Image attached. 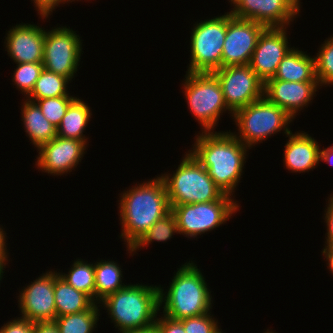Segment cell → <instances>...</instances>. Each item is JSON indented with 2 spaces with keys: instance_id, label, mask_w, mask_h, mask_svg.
<instances>
[{
  "instance_id": "42",
  "label": "cell",
  "mask_w": 333,
  "mask_h": 333,
  "mask_svg": "<svg viewBox=\"0 0 333 333\" xmlns=\"http://www.w3.org/2000/svg\"><path fill=\"white\" fill-rule=\"evenodd\" d=\"M7 261L8 260H0V281H1L2 277H3V273H4L3 270H5L4 268H6L5 266L8 263Z\"/></svg>"
},
{
  "instance_id": "4",
  "label": "cell",
  "mask_w": 333,
  "mask_h": 333,
  "mask_svg": "<svg viewBox=\"0 0 333 333\" xmlns=\"http://www.w3.org/2000/svg\"><path fill=\"white\" fill-rule=\"evenodd\" d=\"M120 333L146 329L155 324L159 307V286L127 284L101 301Z\"/></svg>"
},
{
  "instance_id": "19",
  "label": "cell",
  "mask_w": 333,
  "mask_h": 333,
  "mask_svg": "<svg viewBox=\"0 0 333 333\" xmlns=\"http://www.w3.org/2000/svg\"><path fill=\"white\" fill-rule=\"evenodd\" d=\"M304 131L287 135L289 139L284 149V164L291 172H308L319 165L320 146L318 142Z\"/></svg>"
},
{
  "instance_id": "32",
  "label": "cell",
  "mask_w": 333,
  "mask_h": 333,
  "mask_svg": "<svg viewBox=\"0 0 333 333\" xmlns=\"http://www.w3.org/2000/svg\"><path fill=\"white\" fill-rule=\"evenodd\" d=\"M186 333H216L219 330L218 321L211 312L200 316L180 320Z\"/></svg>"
},
{
  "instance_id": "36",
  "label": "cell",
  "mask_w": 333,
  "mask_h": 333,
  "mask_svg": "<svg viewBox=\"0 0 333 333\" xmlns=\"http://www.w3.org/2000/svg\"><path fill=\"white\" fill-rule=\"evenodd\" d=\"M324 222H326V245H333V194L328 199L327 209L325 210Z\"/></svg>"
},
{
  "instance_id": "5",
  "label": "cell",
  "mask_w": 333,
  "mask_h": 333,
  "mask_svg": "<svg viewBox=\"0 0 333 333\" xmlns=\"http://www.w3.org/2000/svg\"><path fill=\"white\" fill-rule=\"evenodd\" d=\"M185 153L173 174L159 175L165 184L169 205L220 200L225 193L214 183L193 154L190 151Z\"/></svg>"
},
{
  "instance_id": "35",
  "label": "cell",
  "mask_w": 333,
  "mask_h": 333,
  "mask_svg": "<svg viewBox=\"0 0 333 333\" xmlns=\"http://www.w3.org/2000/svg\"><path fill=\"white\" fill-rule=\"evenodd\" d=\"M34 1L33 4L36 7L38 11V15L41 16V18H47L49 15H51L55 7H57L59 4L65 2L69 3L72 2L73 0H32Z\"/></svg>"
},
{
  "instance_id": "38",
  "label": "cell",
  "mask_w": 333,
  "mask_h": 333,
  "mask_svg": "<svg viewBox=\"0 0 333 333\" xmlns=\"http://www.w3.org/2000/svg\"><path fill=\"white\" fill-rule=\"evenodd\" d=\"M6 233H5V231H4V229H2L1 228V226H0V260H8V251H7V246H6V244H8V243H6L5 241H6V236L7 235H5Z\"/></svg>"
},
{
  "instance_id": "3",
  "label": "cell",
  "mask_w": 333,
  "mask_h": 333,
  "mask_svg": "<svg viewBox=\"0 0 333 333\" xmlns=\"http://www.w3.org/2000/svg\"><path fill=\"white\" fill-rule=\"evenodd\" d=\"M169 284L166 292L159 286V307L163 309V315L182 320L211 312V291L192 260L178 268Z\"/></svg>"
},
{
  "instance_id": "27",
  "label": "cell",
  "mask_w": 333,
  "mask_h": 333,
  "mask_svg": "<svg viewBox=\"0 0 333 333\" xmlns=\"http://www.w3.org/2000/svg\"><path fill=\"white\" fill-rule=\"evenodd\" d=\"M175 233L179 234L177 221L174 214L170 211L163 218L157 220L132 247H127V251L132 255L140 250L141 247L145 248L153 241L164 242L171 239Z\"/></svg>"
},
{
  "instance_id": "29",
  "label": "cell",
  "mask_w": 333,
  "mask_h": 333,
  "mask_svg": "<svg viewBox=\"0 0 333 333\" xmlns=\"http://www.w3.org/2000/svg\"><path fill=\"white\" fill-rule=\"evenodd\" d=\"M315 58V75L320 86L333 85V37L331 36L319 48Z\"/></svg>"
},
{
  "instance_id": "34",
  "label": "cell",
  "mask_w": 333,
  "mask_h": 333,
  "mask_svg": "<svg viewBox=\"0 0 333 333\" xmlns=\"http://www.w3.org/2000/svg\"><path fill=\"white\" fill-rule=\"evenodd\" d=\"M163 316V317H162ZM155 320V328L158 333H186L180 320L171 319L165 315Z\"/></svg>"
},
{
  "instance_id": "25",
  "label": "cell",
  "mask_w": 333,
  "mask_h": 333,
  "mask_svg": "<svg viewBox=\"0 0 333 333\" xmlns=\"http://www.w3.org/2000/svg\"><path fill=\"white\" fill-rule=\"evenodd\" d=\"M94 303L89 309L79 313L56 317L54 320L60 333H93L99 320V308Z\"/></svg>"
},
{
  "instance_id": "13",
  "label": "cell",
  "mask_w": 333,
  "mask_h": 333,
  "mask_svg": "<svg viewBox=\"0 0 333 333\" xmlns=\"http://www.w3.org/2000/svg\"><path fill=\"white\" fill-rule=\"evenodd\" d=\"M232 16L268 27H288L300 12V0H230Z\"/></svg>"
},
{
  "instance_id": "23",
  "label": "cell",
  "mask_w": 333,
  "mask_h": 333,
  "mask_svg": "<svg viewBox=\"0 0 333 333\" xmlns=\"http://www.w3.org/2000/svg\"><path fill=\"white\" fill-rule=\"evenodd\" d=\"M90 106L79 98H75L67 108L62 117L60 125L57 127V136L63 138L84 141L87 144L86 136L83 134L92 116Z\"/></svg>"
},
{
  "instance_id": "43",
  "label": "cell",
  "mask_w": 333,
  "mask_h": 333,
  "mask_svg": "<svg viewBox=\"0 0 333 333\" xmlns=\"http://www.w3.org/2000/svg\"><path fill=\"white\" fill-rule=\"evenodd\" d=\"M216 333H223L222 329L219 328V330Z\"/></svg>"
},
{
  "instance_id": "33",
  "label": "cell",
  "mask_w": 333,
  "mask_h": 333,
  "mask_svg": "<svg viewBox=\"0 0 333 333\" xmlns=\"http://www.w3.org/2000/svg\"><path fill=\"white\" fill-rule=\"evenodd\" d=\"M0 333H34V322L18 317L4 324L0 328Z\"/></svg>"
},
{
  "instance_id": "41",
  "label": "cell",
  "mask_w": 333,
  "mask_h": 333,
  "mask_svg": "<svg viewBox=\"0 0 333 333\" xmlns=\"http://www.w3.org/2000/svg\"><path fill=\"white\" fill-rule=\"evenodd\" d=\"M122 333H158L155 326H151L149 328L146 329H140V330H132V331H125Z\"/></svg>"
},
{
  "instance_id": "2",
  "label": "cell",
  "mask_w": 333,
  "mask_h": 333,
  "mask_svg": "<svg viewBox=\"0 0 333 333\" xmlns=\"http://www.w3.org/2000/svg\"><path fill=\"white\" fill-rule=\"evenodd\" d=\"M120 195V238H124L126 247H132L157 220L171 211L165 184L160 176L134 185Z\"/></svg>"
},
{
  "instance_id": "31",
  "label": "cell",
  "mask_w": 333,
  "mask_h": 333,
  "mask_svg": "<svg viewBox=\"0 0 333 333\" xmlns=\"http://www.w3.org/2000/svg\"><path fill=\"white\" fill-rule=\"evenodd\" d=\"M75 98L76 97L73 96H60L38 99L35 102L40 107L42 114L46 119L57 128L60 125L67 108Z\"/></svg>"
},
{
  "instance_id": "12",
  "label": "cell",
  "mask_w": 333,
  "mask_h": 333,
  "mask_svg": "<svg viewBox=\"0 0 333 333\" xmlns=\"http://www.w3.org/2000/svg\"><path fill=\"white\" fill-rule=\"evenodd\" d=\"M266 27L227 12V31L222 49L221 67L248 65L258 38Z\"/></svg>"
},
{
  "instance_id": "15",
  "label": "cell",
  "mask_w": 333,
  "mask_h": 333,
  "mask_svg": "<svg viewBox=\"0 0 333 333\" xmlns=\"http://www.w3.org/2000/svg\"><path fill=\"white\" fill-rule=\"evenodd\" d=\"M286 28H265L258 38L249 65L264 83L275 76L279 63L292 49Z\"/></svg>"
},
{
  "instance_id": "16",
  "label": "cell",
  "mask_w": 333,
  "mask_h": 333,
  "mask_svg": "<svg viewBox=\"0 0 333 333\" xmlns=\"http://www.w3.org/2000/svg\"><path fill=\"white\" fill-rule=\"evenodd\" d=\"M88 145L84 141L56 136L37 148L36 167L51 175L70 173L81 162Z\"/></svg>"
},
{
  "instance_id": "39",
  "label": "cell",
  "mask_w": 333,
  "mask_h": 333,
  "mask_svg": "<svg viewBox=\"0 0 333 333\" xmlns=\"http://www.w3.org/2000/svg\"><path fill=\"white\" fill-rule=\"evenodd\" d=\"M323 249H322V255H324V257L326 258L325 261H328L327 267L330 269L331 273L333 274V245H325Z\"/></svg>"
},
{
  "instance_id": "24",
  "label": "cell",
  "mask_w": 333,
  "mask_h": 333,
  "mask_svg": "<svg viewBox=\"0 0 333 333\" xmlns=\"http://www.w3.org/2000/svg\"><path fill=\"white\" fill-rule=\"evenodd\" d=\"M115 261L95 262V302L101 301L126 285L122 283V269Z\"/></svg>"
},
{
  "instance_id": "40",
  "label": "cell",
  "mask_w": 333,
  "mask_h": 333,
  "mask_svg": "<svg viewBox=\"0 0 333 333\" xmlns=\"http://www.w3.org/2000/svg\"><path fill=\"white\" fill-rule=\"evenodd\" d=\"M319 161H325L326 163L333 165V145L328 146L323 150L320 149Z\"/></svg>"
},
{
  "instance_id": "17",
  "label": "cell",
  "mask_w": 333,
  "mask_h": 333,
  "mask_svg": "<svg viewBox=\"0 0 333 333\" xmlns=\"http://www.w3.org/2000/svg\"><path fill=\"white\" fill-rule=\"evenodd\" d=\"M318 88V82L267 80L264 83V96L295 119L298 111L312 102Z\"/></svg>"
},
{
  "instance_id": "1",
  "label": "cell",
  "mask_w": 333,
  "mask_h": 333,
  "mask_svg": "<svg viewBox=\"0 0 333 333\" xmlns=\"http://www.w3.org/2000/svg\"><path fill=\"white\" fill-rule=\"evenodd\" d=\"M193 156L206 169L214 183L227 195L233 196L242 178L247 151L245 146L229 130L202 132L196 136ZM248 149V150H247Z\"/></svg>"
},
{
  "instance_id": "10",
  "label": "cell",
  "mask_w": 333,
  "mask_h": 333,
  "mask_svg": "<svg viewBox=\"0 0 333 333\" xmlns=\"http://www.w3.org/2000/svg\"><path fill=\"white\" fill-rule=\"evenodd\" d=\"M76 31L66 26L45 30L43 45L44 69L67 77L74 78L79 66L82 51V40Z\"/></svg>"
},
{
  "instance_id": "6",
  "label": "cell",
  "mask_w": 333,
  "mask_h": 333,
  "mask_svg": "<svg viewBox=\"0 0 333 333\" xmlns=\"http://www.w3.org/2000/svg\"><path fill=\"white\" fill-rule=\"evenodd\" d=\"M232 117L238 126V133L233 135L250 149L281 130L288 135L291 132L288 126L293 121L286 111L265 96L237 110Z\"/></svg>"
},
{
  "instance_id": "14",
  "label": "cell",
  "mask_w": 333,
  "mask_h": 333,
  "mask_svg": "<svg viewBox=\"0 0 333 333\" xmlns=\"http://www.w3.org/2000/svg\"><path fill=\"white\" fill-rule=\"evenodd\" d=\"M54 280L55 271H47L20 291L18 307L21 317L34 323L56 319Z\"/></svg>"
},
{
  "instance_id": "37",
  "label": "cell",
  "mask_w": 333,
  "mask_h": 333,
  "mask_svg": "<svg viewBox=\"0 0 333 333\" xmlns=\"http://www.w3.org/2000/svg\"><path fill=\"white\" fill-rule=\"evenodd\" d=\"M34 333H60L55 321L35 322Z\"/></svg>"
},
{
  "instance_id": "22",
  "label": "cell",
  "mask_w": 333,
  "mask_h": 333,
  "mask_svg": "<svg viewBox=\"0 0 333 333\" xmlns=\"http://www.w3.org/2000/svg\"><path fill=\"white\" fill-rule=\"evenodd\" d=\"M54 301L57 317L89 309L95 301L86 293L75 289L55 271Z\"/></svg>"
},
{
  "instance_id": "7",
  "label": "cell",
  "mask_w": 333,
  "mask_h": 333,
  "mask_svg": "<svg viewBox=\"0 0 333 333\" xmlns=\"http://www.w3.org/2000/svg\"><path fill=\"white\" fill-rule=\"evenodd\" d=\"M184 95L191 114L202 127L201 132L214 131L220 115L227 110L222 87L213 73L186 72ZM204 128V129H203Z\"/></svg>"
},
{
  "instance_id": "20",
  "label": "cell",
  "mask_w": 333,
  "mask_h": 333,
  "mask_svg": "<svg viewBox=\"0 0 333 333\" xmlns=\"http://www.w3.org/2000/svg\"><path fill=\"white\" fill-rule=\"evenodd\" d=\"M269 80L318 82L315 75V58L293 47L279 63L275 76Z\"/></svg>"
},
{
  "instance_id": "8",
  "label": "cell",
  "mask_w": 333,
  "mask_h": 333,
  "mask_svg": "<svg viewBox=\"0 0 333 333\" xmlns=\"http://www.w3.org/2000/svg\"><path fill=\"white\" fill-rule=\"evenodd\" d=\"M194 25L190 37L191 60L186 72L213 73L221 68L227 13Z\"/></svg>"
},
{
  "instance_id": "26",
  "label": "cell",
  "mask_w": 333,
  "mask_h": 333,
  "mask_svg": "<svg viewBox=\"0 0 333 333\" xmlns=\"http://www.w3.org/2000/svg\"><path fill=\"white\" fill-rule=\"evenodd\" d=\"M69 81L63 75L43 69L35 82L31 94L26 98L35 102L38 99L69 96L70 94L67 91Z\"/></svg>"
},
{
  "instance_id": "21",
  "label": "cell",
  "mask_w": 333,
  "mask_h": 333,
  "mask_svg": "<svg viewBox=\"0 0 333 333\" xmlns=\"http://www.w3.org/2000/svg\"><path fill=\"white\" fill-rule=\"evenodd\" d=\"M21 111L26 136L36 148L57 136V128L46 119L36 102L25 98Z\"/></svg>"
},
{
  "instance_id": "28",
  "label": "cell",
  "mask_w": 333,
  "mask_h": 333,
  "mask_svg": "<svg viewBox=\"0 0 333 333\" xmlns=\"http://www.w3.org/2000/svg\"><path fill=\"white\" fill-rule=\"evenodd\" d=\"M67 274L59 275L77 290L88 294L95 301V263H87L83 259L74 261Z\"/></svg>"
},
{
  "instance_id": "11",
  "label": "cell",
  "mask_w": 333,
  "mask_h": 333,
  "mask_svg": "<svg viewBox=\"0 0 333 333\" xmlns=\"http://www.w3.org/2000/svg\"><path fill=\"white\" fill-rule=\"evenodd\" d=\"M213 74L219 80L227 108L233 114L264 96V82L249 64L221 67Z\"/></svg>"
},
{
  "instance_id": "18",
  "label": "cell",
  "mask_w": 333,
  "mask_h": 333,
  "mask_svg": "<svg viewBox=\"0 0 333 333\" xmlns=\"http://www.w3.org/2000/svg\"><path fill=\"white\" fill-rule=\"evenodd\" d=\"M45 30L35 24H16L5 38V51L17 63L43 62Z\"/></svg>"
},
{
  "instance_id": "30",
  "label": "cell",
  "mask_w": 333,
  "mask_h": 333,
  "mask_svg": "<svg viewBox=\"0 0 333 333\" xmlns=\"http://www.w3.org/2000/svg\"><path fill=\"white\" fill-rule=\"evenodd\" d=\"M43 69V62L17 63V67L13 71L12 82L20 89L19 91H22V94L24 93L28 97Z\"/></svg>"
},
{
  "instance_id": "9",
  "label": "cell",
  "mask_w": 333,
  "mask_h": 333,
  "mask_svg": "<svg viewBox=\"0 0 333 333\" xmlns=\"http://www.w3.org/2000/svg\"><path fill=\"white\" fill-rule=\"evenodd\" d=\"M234 200L232 196L225 194L220 200L212 202L170 206L179 234L191 239L226 223L239 210V205Z\"/></svg>"
}]
</instances>
